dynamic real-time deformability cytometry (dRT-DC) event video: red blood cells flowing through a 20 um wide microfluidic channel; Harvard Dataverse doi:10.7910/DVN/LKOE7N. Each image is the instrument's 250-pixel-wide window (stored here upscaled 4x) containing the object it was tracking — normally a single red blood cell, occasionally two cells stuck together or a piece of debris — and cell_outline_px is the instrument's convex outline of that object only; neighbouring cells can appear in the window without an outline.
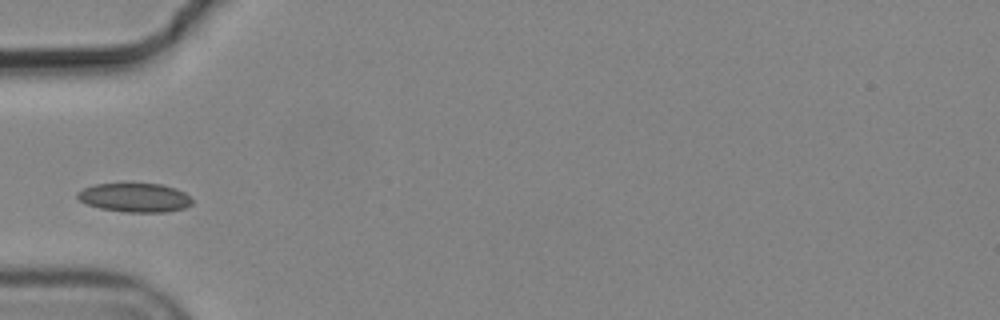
{"species": "common noctule bat (a hibernating species)", "species_latin": "Nyctalus noctula", "temperature_condition": "cold", "stored_images_in_passage": 4, "camera_frame_rate_fps": 3000, "um_per_image_px": 0.085, "animal": {"sex": "male", "body_mass_g": 19.2, "forearm_length_mm": 51.8}, "frame": {"image": 1, "passage_image": 3, "time_ms": 0.667, "image_size_px": [1000, 320], "cell_outline_px": [[192, 204], [184, 208], [168, 212], [124, 212], [100, 208], [88, 204], [80, 200], [76, 196], [76, 192], [84, 188], [96, 184], [160, 184], [176, 188], [184, 192], [192, 200]], "centroid_in_image_um": [11.47, 16.8], "position_along_channel_um": 73.5, "area_um2": 19.25}}
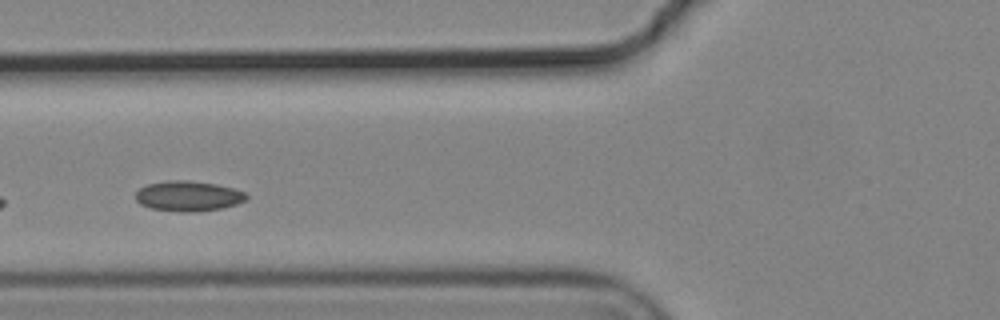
{"frame": {"image": 2, "passage_image": 4, "time_ms": 1.0, "image_size_px": [1000, 320], "cell_outline_px": [[248, 196], [244, 200], [236, 204], [220, 208], [196, 212], [180, 212], [152, 208], [140, 204], [136, 200], [136, 192], [140, 188], [148, 184], [168, 180], [188, 180], [216, 184], [232, 188], [244, 192]], "centroid_in_image_um": [15.98, 16.66], "position_along_channel_um": 109.8, "area_um2": 19.36}}